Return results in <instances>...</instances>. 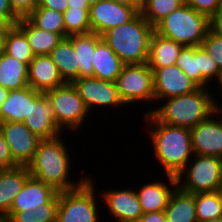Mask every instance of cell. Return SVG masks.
<instances>
[{
    "instance_id": "cell-1",
    "label": "cell",
    "mask_w": 222,
    "mask_h": 222,
    "mask_svg": "<svg viewBox=\"0 0 222 222\" xmlns=\"http://www.w3.org/2000/svg\"><path fill=\"white\" fill-rule=\"evenodd\" d=\"M143 115L156 160L165 174L176 176L194 155L190 129L161 123L150 112Z\"/></svg>"
},
{
    "instance_id": "cell-2",
    "label": "cell",
    "mask_w": 222,
    "mask_h": 222,
    "mask_svg": "<svg viewBox=\"0 0 222 222\" xmlns=\"http://www.w3.org/2000/svg\"><path fill=\"white\" fill-rule=\"evenodd\" d=\"M67 147L62 136L41 140L32 161L27 165L30 175L51 186L57 192L79 187L88 176H83L79 181L71 180L69 176L71 155Z\"/></svg>"
},
{
    "instance_id": "cell-3",
    "label": "cell",
    "mask_w": 222,
    "mask_h": 222,
    "mask_svg": "<svg viewBox=\"0 0 222 222\" xmlns=\"http://www.w3.org/2000/svg\"><path fill=\"white\" fill-rule=\"evenodd\" d=\"M209 89L199 88L191 93L164 99L166 102L163 105L148 112L161 123L191 129L221 108Z\"/></svg>"
},
{
    "instance_id": "cell-4",
    "label": "cell",
    "mask_w": 222,
    "mask_h": 222,
    "mask_svg": "<svg viewBox=\"0 0 222 222\" xmlns=\"http://www.w3.org/2000/svg\"><path fill=\"white\" fill-rule=\"evenodd\" d=\"M154 27L139 12L128 23L106 31L102 38L125 65L147 63Z\"/></svg>"
},
{
    "instance_id": "cell-5",
    "label": "cell",
    "mask_w": 222,
    "mask_h": 222,
    "mask_svg": "<svg viewBox=\"0 0 222 222\" xmlns=\"http://www.w3.org/2000/svg\"><path fill=\"white\" fill-rule=\"evenodd\" d=\"M210 30V18L188 4L182 5L162 19L154 31L184 46H201Z\"/></svg>"
},
{
    "instance_id": "cell-6",
    "label": "cell",
    "mask_w": 222,
    "mask_h": 222,
    "mask_svg": "<svg viewBox=\"0 0 222 222\" xmlns=\"http://www.w3.org/2000/svg\"><path fill=\"white\" fill-rule=\"evenodd\" d=\"M176 178L177 187L186 193L215 192L222 184V158L194 154Z\"/></svg>"
},
{
    "instance_id": "cell-7",
    "label": "cell",
    "mask_w": 222,
    "mask_h": 222,
    "mask_svg": "<svg viewBox=\"0 0 222 222\" xmlns=\"http://www.w3.org/2000/svg\"><path fill=\"white\" fill-rule=\"evenodd\" d=\"M95 192L89 176L79 187L59 192L56 222H99Z\"/></svg>"
},
{
    "instance_id": "cell-8",
    "label": "cell",
    "mask_w": 222,
    "mask_h": 222,
    "mask_svg": "<svg viewBox=\"0 0 222 222\" xmlns=\"http://www.w3.org/2000/svg\"><path fill=\"white\" fill-rule=\"evenodd\" d=\"M44 93L51 102L55 122L61 131L65 128L79 131L83 127L89 111L72 83H65Z\"/></svg>"
},
{
    "instance_id": "cell-9",
    "label": "cell",
    "mask_w": 222,
    "mask_h": 222,
    "mask_svg": "<svg viewBox=\"0 0 222 222\" xmlns=\"http://www.w3.org/2000/svg\"><path fill=\"white\" fill-rule=\"evenodd\" d=\"M115 83L127 106L140 101L146 104L155 101L153 71L147 63L124 65Z\"/></svg>"
},
{
    "instance_id": "cell-10",
    "label": "cell",
    "mask_w": 222,
    "mask_h": 222,
    "mask_svg": "<svg viewBox=\"0 0 222 222\" xmlns=\"http://www.w3.org/2000/svg\"><path fill=\"white\" fill-rule=\"evenodd\" d=\"M72 84L90 114L91 111L97 110V107L119 109L125 105L119 96L115 82L100 80L95 77H83L74 80Z\"/></svg>"
},
{
    "instance_id": "cell-11",
    "label": "cell",
    "mask_w": 222,
    "mask_h": 222,
    "mask_svg": "<svg viewBox=\"0 0 222 222\" xmlns=\"http://www.w3.org/2000/svg\"><path fill=\"white\" fill-rule=\"evenodd\" d=\"M23 123L40 139H53L63 135L55 122L51 102L46 94L30 87V110Z\"/></svg>"
},
{
    "instance_id": "cell-12",
    "label": "cell",
    "mask_w": 222,
    "mask_h": 222,
    "mask_svg": "<svg viewBox=\"0 0 222 222\" xmlns=\"http://www.w3.org/2000/svg\"><path fill=\"white\" fill-rule=\"evenodd\" d=\"M0 131L9 146L13 160L19 166H27L42 139L32 133L23 122H1Z\"/></svg>"
},
{
    "instance_id": "cell-13",
    "label": "cell",
    "mask_w": 222,
    "mask_h": 222,
    "mask_svg": "<svg viewBox=\"0 0 222 222\" xmlns=\"http://www.w3.org/2000/svg\"><path fill=\"white\" fill-rule=\"evenodd\" d=\"M139 12L127 5L112 0H101L90 6L89 21L91 32L102 36L111 28L128 23Z\"/></svg>"
},
{
    "instance_id": "cell-14",
    "label": "cell",
    "mask_w": 222,
    "mask_h": 222,
    "mask_svg": "<svg viewBox=\"0 0 222 222\" xmlns=\"http://www.w3.org/2000/svg\"><path fill=\"white\" fill-rule=\"evenodd\" d=\"M219 114L222 115V108L190 129L194 154L222 158V116Z\"/></svg>"
},
{
    "instance_id": "cell-15",
    "label": "cell",
    "mask_w": 222,
    "mask_h": 222,
    "mask_svg": "<svg viewBox=\"0 0 222 222\" xmlns=\"http://www.w3.org/2000/svg\"><path fill=\"white\" fill-rule=\"evenodd\" d=\"M150 69L153 71L156 102L191 93L200 88L177 65Z\"/></svg>"
},
{
    "instance_id": "cell-16",
    "label": "cell",
    "mask_w": 222,
    "mask_h": 222,
    "mask_svg": "<svg viewBox=\"0 0 222 222\" xmlns=\"http://www.w3.org/2000/svg\"><path fill=\"white\" fill-rule=\"evenodd\" d=\"M99 196L116 222H129L143 214L135 188L107 190Z\"/></svg>"
},
{
    "instance_id": "cell-17",
    "label": "cell",
    "mask_w": 222,
    "mask_h": 222,
    "mask_svg": "<svg viewBox=\"0 0 222 222\" xmlns=\"http://www.w3.org/2000/svg\"><path fill=\"white\" fill-rule=\"evenodd\" d=\"M64 84L49 54L34 56L28 65V86L44 93Z\"/></svg>"
},
{
    "instance_id": "cell-18",
    "label": "cell",
    "mask_w": 222,
    "mask_h": 222,
    "mask_svg": "<svg viewBox=\"0 0 222 222\" xmlns=\"http://www.w3.org/2000/svg\"><path fill=\"white\" fill-rule=\"evenodd\" d=\"M58 192L39 179L30 176L21 191L15 197L9 212L35 210L48 203Z\"/></svg>"
},
{
    "instance_id": "cell-19",
    "label": "cell",
    "mask_w": 222,
    "mask_h": 222,
    "mask_svg": "<svg viewBox=\"0 0 222 222\" xmlns=\"http://www.w3.org/2000/svg\"><path fill=\"white\" fill-rule=\"evenodd\" d=\"M166 176L171 187L164 182L154 181L136 190L143 213L164 211L166 208L171 193L177 187L176 176L169 174Z\"/></svg>"
},
{
    "instance_id": "cell-20",
    "label": "cell",
    "mask_w": 222,
    "mask_h": 222,
    "mask_svg": "<svg viewBox=\"0 0 222 222\" xmlns=\"http://www.w3.org/2000/svg\"><path fill=\"white\" fill-rule=\"evenodd\" d=\"M30 176L27 166L0 170V216L3 219L9 214L15 197Z\"/></svg>"
},
{
    "instance_id": "cell-21",
    "label": "cell",
    "mask_w": 222,
    "mask_h": 222,
    "mask_svg": "<svg viewBox=\"0 0 222 222\" xmlns=\"http://www.w3.org/2000/svg\"><path fill=\"white\" fill-rule=\"evenodd\" d=\"M93 77L115 82L125 65L114 50L102 38L93 53Z\"/></svg>"
},
{
    "instance_id": "cell-22",
    "label": "cell",
    "mask_w": 222,
    "mask_h": 222,
    "mask_svg": "<svg viewBox=\"0 0 222 222\" xmlns=\"http://www.w3.org/2000/svg\"><path fill=\"white\" fill-rule=\"evenodd\" d=\"M183 47L184 45L165 38L154 31L150 40L148 66L150 68H163L175 65Z\"/></svg>"
},
{
    "instance_id": "cell-23",
    "label": "cell",
    "mask_w": 222,
    "mask_h": 222,
    "mask_svg": "<svg viewBox=\"0 0 222 222\" xmlns=\"http://www.w3.org/2000/svg\"><path fill=\"white\" fill-rule=\"evenodd\" d=\"M164 212L166 222H198L195 194L186 193L176 187L171 193Z\"/></svg>"
},
{
    "instance_id": "cell-24",
    "label": "cell",
    "mask_w": 222,
    "mask_h": 222,
    "mask_svg": "<svg viewBox=\"0 0 222 222\" xmlns=\"http://www.w3.org/2000/svg\"><path fill=\"white\" fill-rule=\"evenodd\" d=\"M52 61L65 83L79 79V64L72 42L66 37L50 52Z\"/></svg>"
},
{
    "instance_id": "cell-25",
    "label": "cell",
    "mask_w": 222,
    "mask_h": 222,
    "mask_svg": "<svg viewBox=\"0 0 222 222\" xmlns=\"http://www.w3.org/2000/svg\"><path fill=\"white\" fill-rule=\"evenodd\" d=\"M16 25L25 33L35 56L50 54L63 39L60 34L37 28L26 17L20 18Z\"/></svg>"
},
{
    "instance_id": "cell-26",
    "label": "cell",
    "mask_w": 222,
    "mask_h": 222,
    "mask_svg": "<svg viewBox=\"0 0 222 222\" xmlns=\"http://www.w3.org/2000/svg\"><path fill=\"white\" fill-rule=\"evenodd\" d=\"M0 86L18 90L28 86V65L6 54H0Z\"/></svg>"
},
{
    "instance_id": "cell-27",
    "label": "cell",
    "mask_w": 222,
    "mask_h": 222,
    "mask_svg": "<svg viewBox=\"0 0 222 222\" xmlns=\"http://www.w3.org/2000/svg\"><path fill=\"white\" fill-rule=\"evenodd\" d=\"M30 110V86L11 90L0 107L1 122H23Z\"/></svg>"
},
{
    "instance_id": "cell-28",
    "label": "cell",
    "mask_w": 222,
    "mask_h": 222,
    "mask_svg": "<svg viewBox=\"0 0 222 222\" xmlns=\"http://www.w3.org/2000/svg\"><path fill=\"white\" fill-rule=\"evenodd\" d=\"M73 44L79 64V78L93 77V53L102 36L94 32L67 37Z\"/></svg>"
},
{
    "instance_id": "cell-29",
    "label": "cell",
    "mask_w": 222,
    "mask_h": 222,
    "mask_svg": "<svg viewBox=\"0 0 222 222\" xmlns=\"http://www.w3.org/2000/svg\"><path fill=\"white\" fill-rule=\"evenodd\" d=\"M4 52L27 65L35 56L25 33L17 25H12L7 29Z\"/></svg>"
},
{
    "instance_id": "cell-30",
    "label": "cell",
    "mask_w": 222,
    "mask_h": 222,
    "mask_svg": "<svg viewBox=\"0 0 222 222\" xmlns=\"http://www.w3.org/2000/svg\"><path fill=\"white\" fill-rule=\"evenodd\" d=\"M59 192L48 202L35 210L9 212L4 222H56Z\"/></svg>"
},
{
    "instance_id": "cell-31",
    "label": "cell",
    "mask_w": 222,
    "mask_h": 222,
    "mask_svg": "<svg viewBox=\"0 0 222 222\" xmlns=\"http://www.w3.org/2000/svg\"><path fill=\"white\" fill-rule=\"evenodd\" d=\"M26 18L37 28L66 38L63 13L49 8L36 7Z\"/></svg>"
},
{
    "instance_id": "cell-32",
    "label": "cell",
    "mask_w": 222,
    "mask_h": 222,
    "mask_svg": "<svg viewBox=\"0 0 222 222\" xmlns=\"http://www.w3.org/2000/svg\"><path fill=\"white\" fill-rule=\"evenodd\" d=\"M184 4V0H143L140 13L155 27L162 19Z\"/></svg>"
},
{
    "instance_id": "cell-33",
    "label": "cell",
    "mask_w": 222,
    "mask_h": 222,
    "mask_svg": "<svg viewBox=\"0 0 222 222\" xmlns=\"http://www.w3.org/2000/svg\"><path fill=\"white\" fill-rule=\"evenodd\" d=\"M175 65L201 88V46H184Z\"/></svg>"
},
{
    "instance_id": "cell-34",
    "label": "cell",
    "mask_w": 222,
    "mask_h": 222,
    "mask_svg": "<svg viewBox=\"0 0 222 222\" xmlns=\"http://www.w3.org/2000/svg\"><path fill=\"white\" fill-rule=\"evenodd\" d=\"M195 206L198 222L222 217V205L217 191L195 194Z\"/></svg>"
},
{
    "instance_id": "cell-35",
    "label": "cell",
    "mask_w": 222,
    "mask_h": 222,
    "mask_svg": "<svg viewBox=\"0 0 222 222\" xmlns=\"http://www.w3.org/2000/svg\"><path fill=\"white\" fill-rule=\"evenodd\" d=\"M89 11L90 9L71 7L63 12L66 37L91 32Z\"/></svg>"
},
{
    "instance_id": "cell-36",
    "label": "cell",
    "mask_w": 222,
    "mask_h": 222,
    "mask_svg": "<svg viewBox=\"0 0 222 222\" xmlns=\"http://www.w3.org/2000/svg\"><path fill=\"white\" fill-rule=\"evenodd\" d=\"M221 73L214 59L201 46V88L207 89L210 81L216 80L217 82Z\"/></svg>"
},
{
    "instance_id": "cell-37",
    "label": "cell",
    "mask_w": 222,
    "mask_h": 222,
    "mask_svg": "<svg viewBox=\"0 0 222 222\" xmlns=\"http://www.w3.org/2000/svg\"><path fill=\"white\" fill-rule=\"evenodd\" d=\"M201 46L214 59L219 70L222 72V37L217 36L209 30Z\"/></svg>"
},
{
    "instance_id": "cell-38",
    "label": "cell",
    "mask_w": 222,
    "mask_h": 222,
    "mask_svg": "<svg viewBox=\"0 0 222 222\" xmlns=\"http://www.w3.org/2000/svg\"><path fill=\"white\" fill-rule=\"evenodd\" d=\"M184 2L209 18L222 6V0H184Z\"/></svg>"
},
{
    "instance_id": "cell-39",
    "label": "cell",
    "mask_w": 222,
    "mask_h": 222,
    "mask_svg": "<svg viewBox=\"0 0 222 222\" xmlns=\"http://www.w3.org/2000/svg\"><path fill=\"white\" fill-rule=\"evenodd\" d=\"M11 9L19 17H27L38 5V0H9Z\"/></svg>"
},
{
    "instance_id": "cell-40",
    "label": "cell",
    "mask_w": 222,
    "mask_h": 222,
    "mask_svg": "<svg viewBox=\"0 0 222 222\" xmlns=\"http://www.w3.org/2000/svg\"><path fill=\"white\" fill-rule=\"evenodd\" d=\"M19 166L12 158L9 146L0 131V170L11 169Z\"/></svg>"
},
{
    "instance_id": "cell-41",
    "label": "cell",
    "mask_w": 222,
    "mask_h": 222,
    "mask_svg": "<svg viewBox=\"0 0 222 222\" xmlns=\"http://www.w3.org/2000/svg\"><path fill=\"white\" fill-rule=\"evenodd\" d=\"M19 17L11 9L9 0H0V23L5 25H16Z\"/></svg>"
},
{
    "instance_id": "cell-42",
    "label": "cell",
    "mask_w": 222,
    "mask_h": 222,
    "mask_svg": "<svg viewBox=\"0 0 222 222\" xmlns=\"http://www.w3.org/2000/svg\"><path fill=\"white\" fill-rule=\"evenodd\" d=\"M36 7H44L63 13L68 8L67 0H38Z\"/></svg>"
},
{
    "instance_id": "cell-43",
    "label": "cell",
    "mask_w": 222,
    "mask_h": 222,
    "mask_svg": "<svg viewBox=\"0 0 222 222\" xmlns=\"http://www.w3.org/2000/svg\"><path fill=\"white\" fill-rule=\"evenodd\" d=\"M210 30L219 37H222V6L210 18Z\"/></svg>"
},
{
    "instance_id": "cell-44",
    "label": "cell",
    "mask_w": 222,
    "mask_h": 222,
    "mask_svg": "<svg viewBox=\"0 0 222 222\" xmlns=\"http://www.w3.org/2000/svg\"><path fill=\"white\" fill-rule=\"evenodd\" d=\"M141 218L143 222H166L164 211L143 213Z\"/></svg>"
},
{
    "instance_id": "cell-45",
    "label": "cell",
    "mask_w": 222,
    "mask_h": 222,
    "mask_svg": "<svg viewBox=\"0 0 222 222\" xmlns=\"http://www.w3.org/2000/svg\"><path fill=\"white\" fill-rule=\"evenodd\" d=\"M119 4L134 7L138 12L141 11L143 0H112Z\"/></svg>"
},
{
    "instance_id": "cell-46",
    "label": "cell",
    "mask_w": 222,
    "mask_h": 222,
    "mask_svg": "<svg viewBox=\"0 0 222 222\" xmlns=\"http://www.w3.org/2000/svg\"><path fill=\"white\" fill-rule=\"evenodd\" d=\"M68 8H82V9H90V5L86 0H67Z\"/></svg>"
},
{
    "instance_id": "cell-47",
    "label": "cell",
    "mask_w": 222,
    "mask_h": 222,
    "mask_svg": "<svg viewBox=\"0 0 222 222\" xmlns=\"http://www.w3.org/2000/svg\"><path fill=\"white\" fill-rule=\"evenodd\" d=\"M9 25L0 23V54L4 52V39Z\"/></svg>"
},
{
    "instance_id": "cell-48",
    "label": "cell",
    "mask_w": 222,
    "mask_h": 222,
    "mask_svg": "<svg viewBox=\"0 0 222 222\" xmlns=\"http://www.w3.org/2000/svg\"><path fill=\"white\" fill-rule=\"evenodd\" d=\"M9 90L0 86V107L7 98Z\"/></svg>"
},
{
    "instance_id": "cell-49",
    "label": "cell",
    "mask_w": 222,
    "mask_h": 222,
    "mask_svg": "<svg viewBox=\"0 0 222 222\" xmlns=\"http://www.w3.org/2000/svg\"><path fill=\"white\" fill-rule=\"evenodd\" d=\"M217 192H218V194H219V197H220V200H221V205H222V184H221L220 187L218 188Z\"/></svg>"
},
{
    "instance_id": "cell-50",
    "label": "cell",
    "mask_w": 222,
    "mask_h": 222,
    "mask_svg": "<svg viewBox=\"0 0 222 222\" xmlns=\"http://www.w3.org/2000/svg\"><path fill=\"white\" fill-rule=\"evenodd\" d=\"M86 1H87V3H88L90 6H92V5L96 4L98 1H101V0H86Z\"/></svg>"
},
{
    "instance_id": "cell-51",
    "label": "cell",
    "mask_w": 222,
    "mask_h": 222,
    "mask_svg": "<svg viewBox=\"0 0 222 222\" xmlns=\"http://www.w3.org/2000/svg\"><path fill=\"white\" fill-rule=\"evenodd\" d=\"M204 222H222V217L218 219H211L209 221H204Z\"/></svg>"
},
{
    "instance_id": "cell-52",
    "label": "cell",
    "mask_w": 222,
    "mask_h": 222,
    "mask_svg": "<svg viewBox=\"0 0 222 222\" xmlns=\"http://www.w3.org/2000/svg\"><path fill=\"white\" fill-rule=\"evenodd\" d=\"M218 82H219V83H218V84H219V87L221 88V91H222V73H221V76H220Z\"/></svg>"
},
{
    "instance_id": "cell-53",
    "label": "cell",
    "mask_w": 222,
    "mask_h": 222,
    "mask_svg": "<svg viewBox=\"0 0 222 222\" xmlns=\"http://www.w3.org/2000/svg\"><path fill=\"white\" fill-rule=\"evenodd\" d=\"M129 222H143L142 218H138V219H134L132 221H129Z\"/></svg>"
},
{
    "instance_id": "cell-54",
    "label": "cell",
    "mask_w": 222,
    "mask_h": 222,
    "mask_svg": "<svg viewBox=\"0 0 222 222\" xmlns=\"http://www.w3.org/2000/svg\"><path fill=\"white\" fill-rule=\"evenodd\" d=\"M0 222H4V219L0 216Z\"/></svg>"
}]
</instances>
